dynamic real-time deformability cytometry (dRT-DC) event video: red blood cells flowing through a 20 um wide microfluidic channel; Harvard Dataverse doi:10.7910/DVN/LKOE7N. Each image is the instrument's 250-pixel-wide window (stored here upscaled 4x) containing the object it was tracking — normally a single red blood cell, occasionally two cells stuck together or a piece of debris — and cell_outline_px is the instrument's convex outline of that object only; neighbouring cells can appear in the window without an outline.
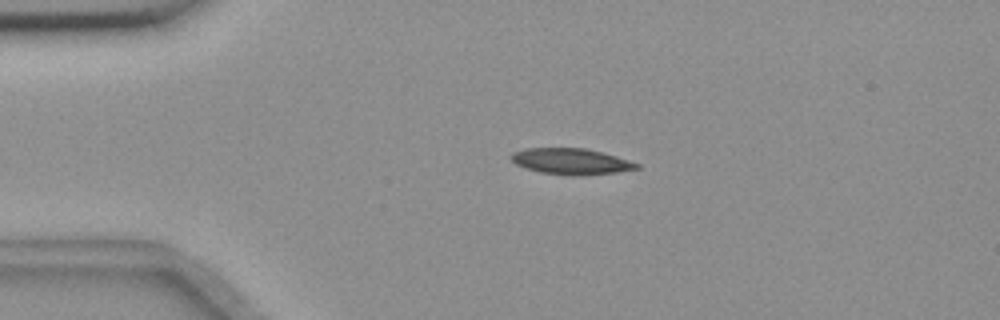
{"species": "common noctule bat (a hibernating species)", "species_latin": "Nyctalus noctula", "temperature_condition": "room temperature", "stored_images_in_passage": 4, "camera_frame_rate_fps": 3000, "um_per_image_px": 0.085, "animal": {"sex": "female", "body_mass_g": 18.4}, "frame": {"image": 1, "passage_image": 3, "time_ms": 2.333, "image_size_px": [1000, 320], "cell_outline_px": [[640, 168], [616, 172], [576, 176], [572, 176], [540, 172], [524, 168], [516, 164], [512, 160], [512, 152], [524, 148], [584, 148], [616, 156], [640, 164]], "centroid_in_image_um": [48.52, 13.72], "position_along_channel_um": 36.5, "area_um2": 18.96}}